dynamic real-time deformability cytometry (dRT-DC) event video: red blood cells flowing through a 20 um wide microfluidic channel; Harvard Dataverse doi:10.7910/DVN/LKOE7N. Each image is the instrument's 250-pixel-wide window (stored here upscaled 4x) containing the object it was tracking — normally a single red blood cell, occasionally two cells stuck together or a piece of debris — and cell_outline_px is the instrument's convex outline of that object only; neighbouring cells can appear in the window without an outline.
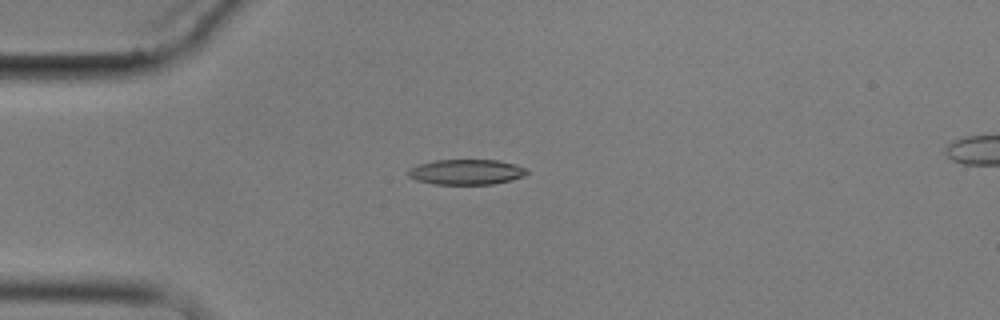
{"species": "common noctule bat (a hibernating species)", "species_latin": "Nyctalus noctula", "temperature_condition": "cold", "stored_images_in_passage": 15, "camera_frame_rate_fps": 3000, "um_per_image_px": 0.085, "animal": {"sex": "male", "body_mass_g": 17.9}, "frame": {"image": 1, "passage_image": 4, "time_ms": 4.333, "image_size_px": [1000, 320], "cell_outline_px": [[528, 172], [524, 176], [512, 180], [492, 184], [436, 184], [416, 180], [408, 176], [408, 168], [420, 164], [436, 160], [496, 160], [516, 164], [528, 168]], "centroid_in_image_um": [39.67, 14.61], "position_along_channel_um": 45.3, "area_um2": 17.51}}
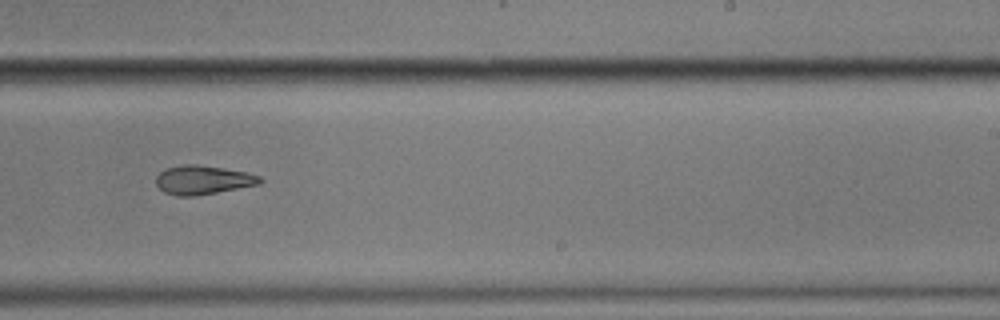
{"frame": {"image": 2, "passage_image": 10, "time_ms": 11.333, "image_size_px": [1000, 320], "cell_outline_px": [[264, 180], [260, 184], [216, 192], [192, 196], [176, 196], [164, 192], [156, 184], [156, 176], [160, 172], [168, 168], [180, 164], [196, 164], [224, 168], [248, 172], [260, 176]], "centroid_in_image_um": [17.26, 15.28], "position_along_channel_um": 271.7, "area_um2": 17.51}}
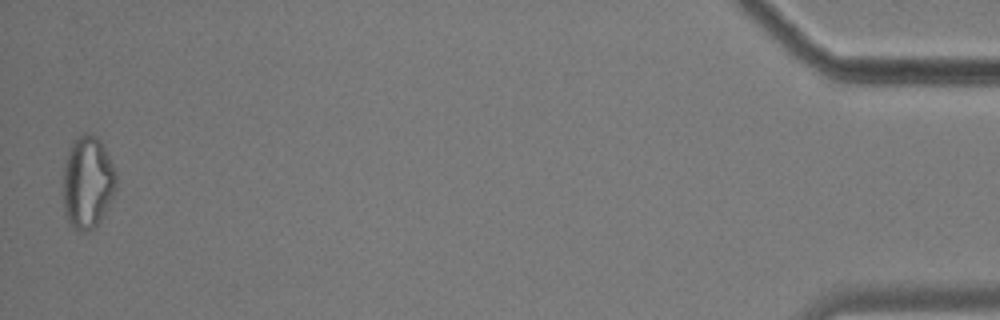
{"frame": {"image": 3, "passage_image": 15, "time_ms": 18.333, "image_size_px": [1000, 320], "cell_outline_px": [[116, 188], [100, 220], [88, 232], [76, 232], [72, 228], [64, 216], [64, 164], [72, 140], [76, 136], [84, 132], [88, 132], [96, 136], [104, 148], [116, 172]], "centroid_in_image_um": [7.42, 15.5], "position_along_channel_um": 427.8, "area_um2": 28.61}, "authors_computed_cell_mechanics": {"area_um2": 17.6868, "velocity_mm_per_s": 3.4819, "shape_relaxation_time_tau1_ms": 5.9512, "shape_relaxation_time_tau2_ms": null, "deformation_change_tau1": 0.151, "deformation_change_tau2": null}}